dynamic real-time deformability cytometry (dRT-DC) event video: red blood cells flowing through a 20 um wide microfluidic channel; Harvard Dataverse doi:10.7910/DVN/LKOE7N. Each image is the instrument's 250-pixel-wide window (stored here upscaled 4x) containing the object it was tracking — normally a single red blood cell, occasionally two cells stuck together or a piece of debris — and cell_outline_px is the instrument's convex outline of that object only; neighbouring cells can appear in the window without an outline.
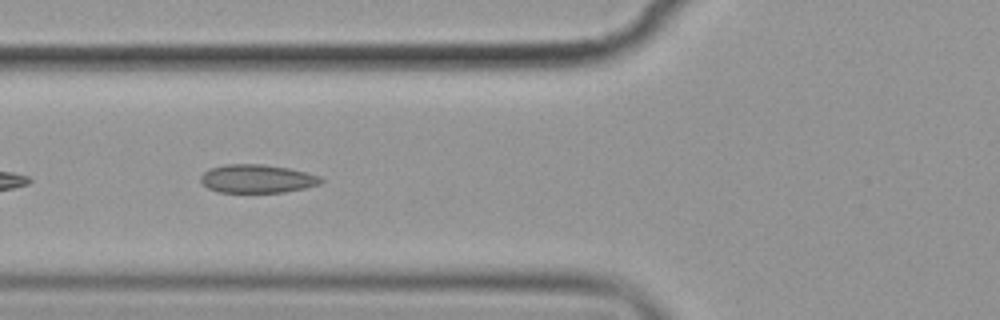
{"species": "common noctule bat (a hibernating species)", "species_latin": "Nyctalus noctula", "temperature_condition": "cold", "stored_images_in_passage": 7, "camera_frame_rate_fps": 3000, "um_per_image_px": 0.085, "animal": {"sex": "female", "body_mass_g": 19.9}, "frame": {"image": 1, "passage_image": 6, "time_ms": 6.667, "image_size_px": [1000, 320], "cell_outline_px": [[324, 180], [320, 184], [304, 188], [284, 192], [220, 192], [208, 188], [200, 180], [200, 176], [204, 172], [212, 168], [224, 164], [264, 164], [288, 168], [320, 176]], "centroid_in_image_um": [21.86, 15.19], "position_along_channel_um": 103.9, "area_um2": 19.77}}
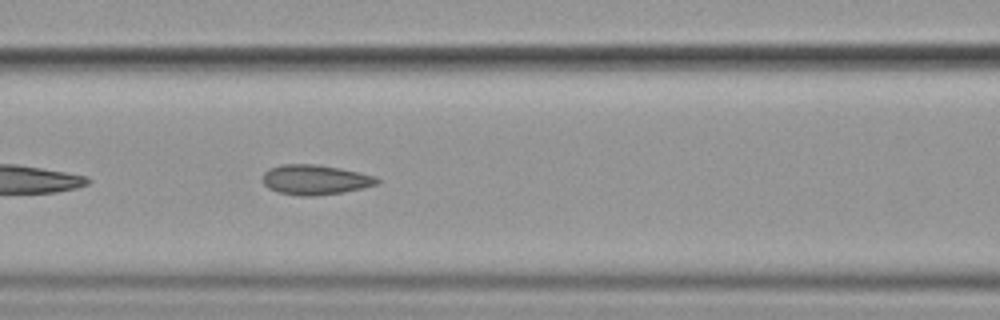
{"frame": {"image": 2, "passage_image": 7, "time_ms": 7.667, "image_size_px": [1000, 320], "cell_outline_px": [[380, 180], [376, 184], [364, 188], [344, 192], [316, 196], [300, 196], [276, 192], [268, 188], [264, 184], [264, 172], [268, 168], [280, 164], [316, 164], [340, 168], [360, 172], [376, 176]], "centroid_in_image_um": [26.79, 15.28], "position_along_channel_um": 139.8, "area_um2": 20.17}}